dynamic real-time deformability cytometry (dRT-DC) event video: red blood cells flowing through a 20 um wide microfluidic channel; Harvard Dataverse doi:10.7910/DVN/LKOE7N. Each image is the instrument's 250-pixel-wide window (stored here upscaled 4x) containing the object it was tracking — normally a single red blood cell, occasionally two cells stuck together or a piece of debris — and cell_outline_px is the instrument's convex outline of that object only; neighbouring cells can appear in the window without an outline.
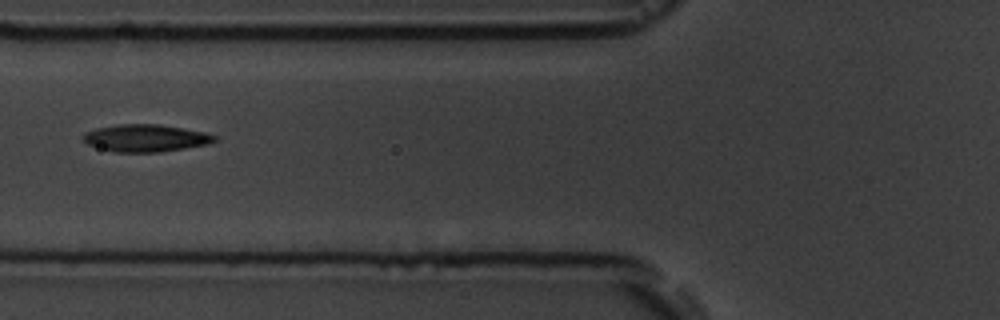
{"species": "common noctule bat (a hibernating species)", "species_latin": "Nyctalus noctula", "temperature_condition": "room temperature", "stored_images_in_passage": 6, "camera_frame_rate_fps": 3000, "um_per_image_px": 0.085, "animal": {"sex": "male", "body_mass_g": 19.5, "forearm_length_mm": 54.6}, "frame": {"image": 1, "passage_image": 6, "time_ms": 6.333, "image_size_px": [1000, 320], "cell_outline_px": [[220, 136], [216, 140], [208, 144], [160, 152], [116, 152], [100, 148], [88, 144], [84, 140], [84, 132], [96, 128], [120, 124], [160, 124], [204, 132]], "centroid_in_image_um": [12.41, 11.73], "position_along_channel_um": 113.4, "area_um2": 20.81}}